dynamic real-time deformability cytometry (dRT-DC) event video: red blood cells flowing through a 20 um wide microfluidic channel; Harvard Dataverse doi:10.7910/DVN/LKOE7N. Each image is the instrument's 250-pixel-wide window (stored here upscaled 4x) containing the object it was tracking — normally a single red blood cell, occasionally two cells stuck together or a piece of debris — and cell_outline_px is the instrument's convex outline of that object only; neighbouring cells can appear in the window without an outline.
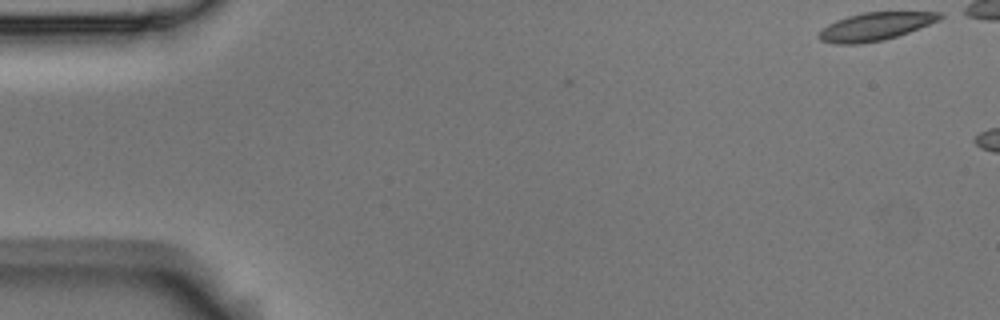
{"species": "Egyptian fruit bat (a non-hibernating species)", "species_latin": "Rousettus aegyptiacus", "temperature_condition": "room temperature", "stored_images_in_passage": 3, "camera_frame_rate_fps": 3000, "um_per_image_px": 0.085, "animal": {"sex": "male"}, "frame": {"image": 1, "passage_image": 1, "time_ms": 0.0, "image_size_px": [1000, 320], "cell_outline_px": [[944, 16], [940, 20], [908, 32], [884, 40], [860, 44], [836, 44], [820, 40], [816, 36], [828, 24], [836, 20], [848, 16], [864, 12], [944, 12]], "centroid_in_image_um": [74.4, 2.25], "position_along_channel_um": 10.6, "area_um2": 19.65}}